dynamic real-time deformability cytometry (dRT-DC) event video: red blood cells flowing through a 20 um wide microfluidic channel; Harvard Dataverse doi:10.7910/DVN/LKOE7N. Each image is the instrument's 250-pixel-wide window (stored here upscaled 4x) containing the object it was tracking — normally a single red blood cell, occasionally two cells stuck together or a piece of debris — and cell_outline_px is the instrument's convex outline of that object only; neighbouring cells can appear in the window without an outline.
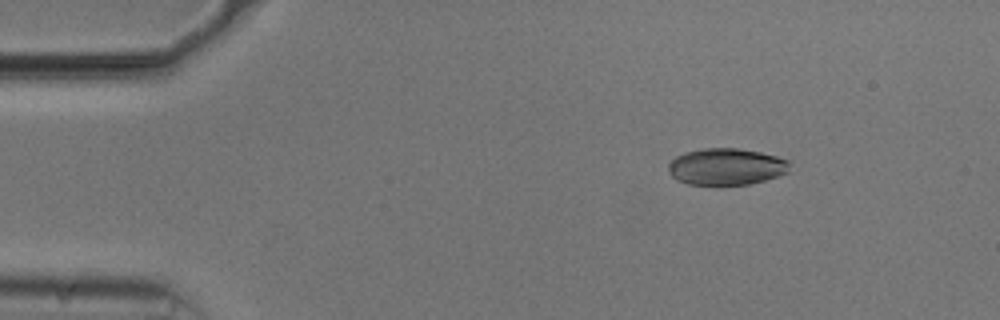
{"species": "common noctule bat (a hibernating species)", "species_latin": "Nyctalus noctula", "temperature_condition": "cold", "stored_images_in_passage": 27, "camera_frame_rate_fps": 3000, "um_per_image_px": 0.085, "animal": {"sex": "male", "body_mass_g": 20.5, "forearm_length_mm": 52.5}, "frame": {"image": 1, "passage_image": 1, "time_ms": 0.0, "image_size_px": [1000, 320], "cell_outline_px": [[792, 160], [788, 172], [764, 180], [748, 184], [688, 184], [676, 180], [668, 172], [668, 164], [676, 156], [684, 152], [700, 148], [740, 148], [760, 152]], "centroid_in_image_um": [61.73, 14.15], "position_along_channel_um": 23.3, "area_um2": 26.07}}
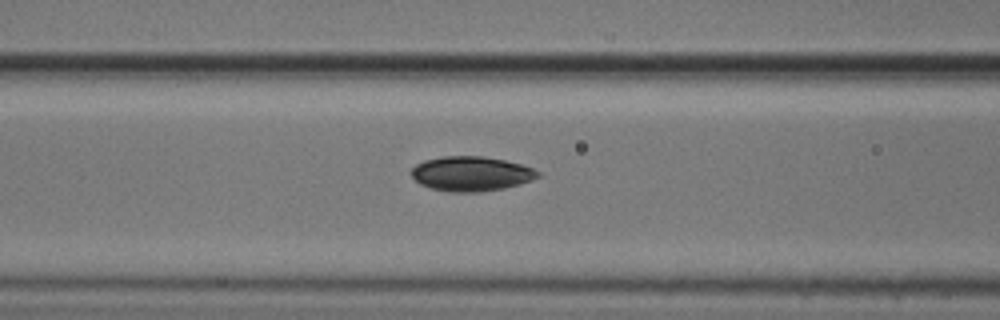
{"frame": {"image": 2, "passage_image": 15, "time_ms": 4.667, "image_size_px": [1000, 320], "cell_outline_px": [[540, 176], [532, 180], [520, 184], [504, 188], [476, 192], [448, 192], [432, 188], [420, 184], [408, 172], [416, 164], [424, 160], [444, 156], [484, 156], [504, 160], [520, 164], [532, 168], [540, 172]], "centroid_in_image_um": [40.03, 14.76], "position_along_channel_um": 126.6, "area_um2": 25.61}}
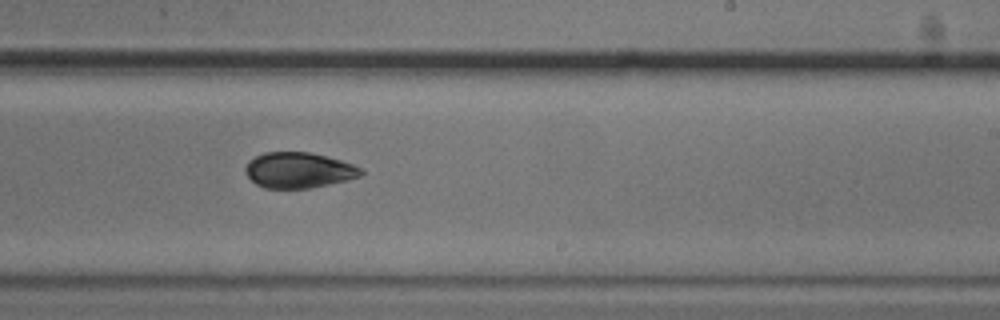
{"frame": {"image": 3, "passage_image": 26, "time_ms": 8.333, "image_size_px": [1000, 320], "cell_outline_px": [[364, 172], [360, 176], [348, 180], [308, 188], [264, 188], [256, 184], [244, 172], [244, 168], [248, 160], [264, 152], [308, 152], [340, 160], [364, 168]], "centroid_in_image_um": [25.37, 14.46], "position_along_channel_um": 263.6, "area_um2": 23.99}}